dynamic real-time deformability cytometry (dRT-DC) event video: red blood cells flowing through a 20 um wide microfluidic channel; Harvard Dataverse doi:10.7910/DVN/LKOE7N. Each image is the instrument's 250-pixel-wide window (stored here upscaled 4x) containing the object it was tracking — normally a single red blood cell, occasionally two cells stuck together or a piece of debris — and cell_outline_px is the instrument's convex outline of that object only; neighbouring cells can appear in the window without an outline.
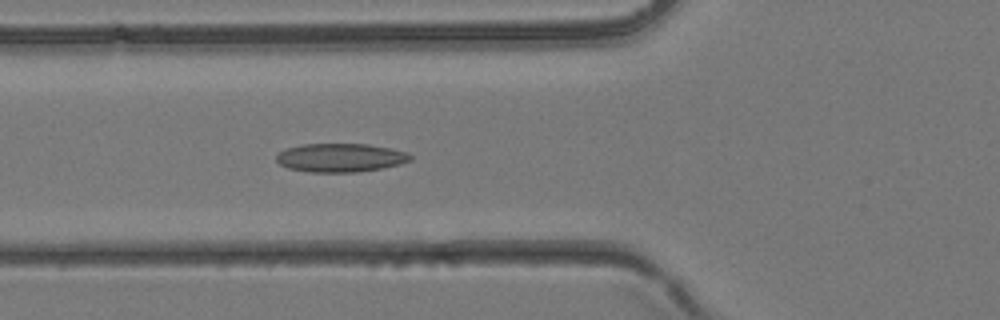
{"species": "common noctule bat (a hibernating species)", "species_latin": "Nyctalus noctula", "temperature_condition": "room temperature", "stored_images_in_passage": 38, "camera_frame_rate_fps": 3000, "um_per_image_px": 0.085, "animal": {"sex": "female", "body_mass_g": 24.6, "forearm_length_mm": 56.2}, "frame": {"image": 1, "passage_image": 14, "time_ms": 4.333, "image_size_px": [1000, 320], "cell_outline_px": [[412, 160], [400, 164], [380, 168], [356, 172], [312, 172], [288, 168], [280, 164], [276, 160], [276, 156], [284, 148], [300, 144], [368, 144], [408, 152], [412, 156]], "centroid_in_image_um": [28.92, 13.39], "position_along_channel_um": 96.9, "area_um2": 22.31}}
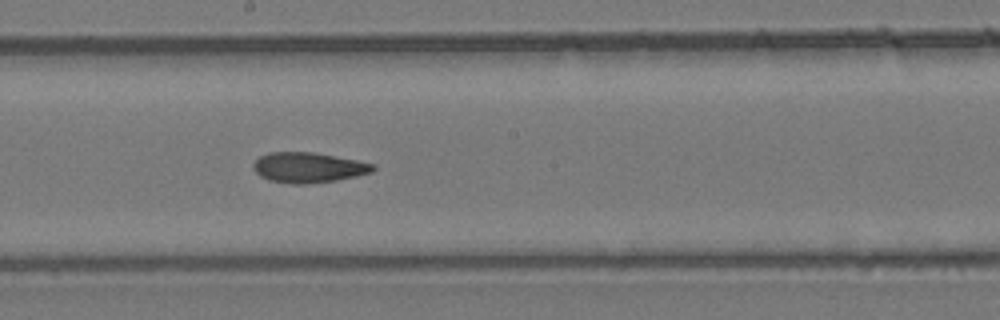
{"frame": {"image": 2, "passage_image": 21, "time_ms": 6.667, "image_size_px": [1000, 320], "cell_outline_px": [[376, 168], [372, 172], [356, 176], [336, 180], [304, 184], [292, 184], [268, 180], [260, 176], [252, 168], [252, 164], [260, 156], [268, 152], [312, 152], [356, 160], [376, 164]], "centroid_in_image_um": [26.19, 14.24], "position_along_channel_um": 222.0, "area_um2": 21.1}}
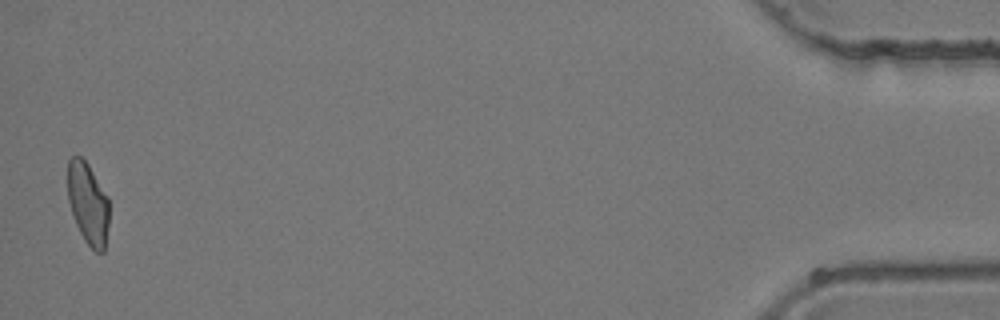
{"frame": {"image": 3, "passage_image": 38, "time_ms": 12.333, "image_size_px": [1000, 320], "cell_outline_px": [[108, 224], [104, 252], [96, 252], [84, 240], [76, 224], [68, 200], [68, 160], [72, 156], [80, 156], [88, 164], [108, 196]], "centroid_in_image_um": [7.48, 17.28], "position_along_channel_um": 427.7, "area_um2": 19.59}}